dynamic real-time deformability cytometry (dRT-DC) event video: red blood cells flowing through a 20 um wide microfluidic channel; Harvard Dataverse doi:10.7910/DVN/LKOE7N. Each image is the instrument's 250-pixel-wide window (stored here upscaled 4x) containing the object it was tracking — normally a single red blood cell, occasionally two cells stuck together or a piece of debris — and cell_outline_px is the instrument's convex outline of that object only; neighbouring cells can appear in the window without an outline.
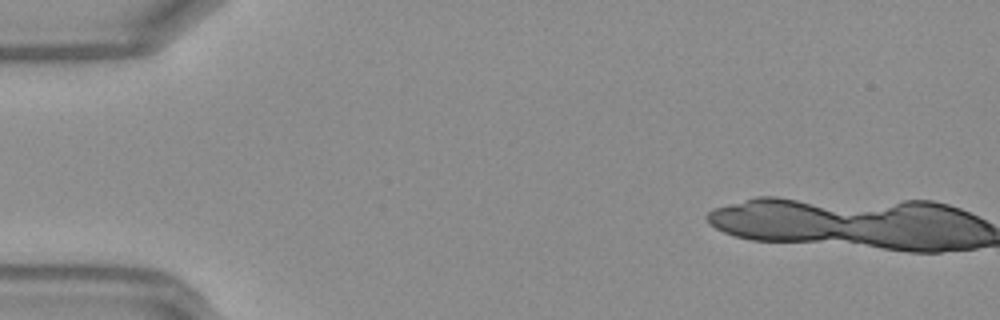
{"species": "Egyptian fruit bat (a non-hibernating species)", "species_latin": "Rousettus aegyptiacus", "temperature_condition": "warm", "stored_images_in_passage": 3, "segment_of_instrument_passage": [1, 2], "camera_frame_rate_fps": 3000, "um_per_image_px": 0.085, "frame": {"image": 1, "passage_image": 2, "time_ms": 0.333, "image_size_px": [1000, 320], "cell_outline_px": [[848, 236], [796, 240], [768, 240], [744, 236], [732, 232], [808, 208], [816, 208], [836, 216], [844, 220]], "centroid_in_image_um": [67.86, 19.28], "position_along_channel_um": 17.1, "area_um2": 16.88}}